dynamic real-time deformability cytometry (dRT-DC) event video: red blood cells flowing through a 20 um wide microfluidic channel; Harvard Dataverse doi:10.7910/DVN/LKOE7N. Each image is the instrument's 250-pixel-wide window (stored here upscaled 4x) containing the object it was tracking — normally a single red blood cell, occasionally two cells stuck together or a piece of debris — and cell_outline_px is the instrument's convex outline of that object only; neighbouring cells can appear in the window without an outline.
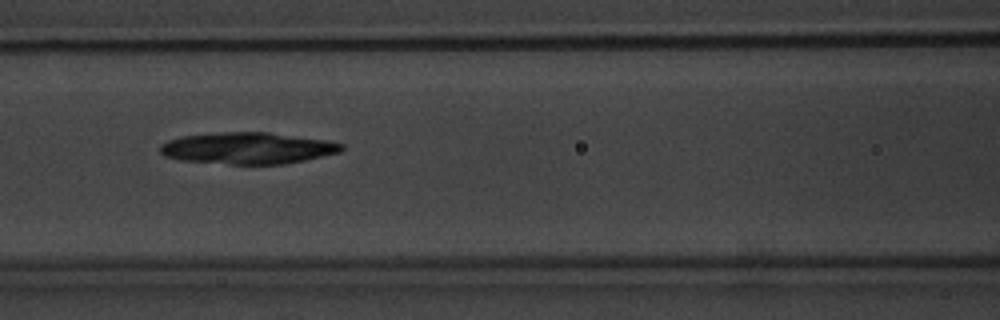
{"species": "common noctule bat (a hibernating species)", "species_latin": "Nyctalus noctula", "temperature_condition": "warm", "stored_images_in_passage": 7, "camera_frame_rate_fps": 3000, "um_per_image_px": 0.085, "animal": {"sex": "male", "body_mass_g": 20.1, "forearm_length_mm": 53.5}, "frame": {"image": 1, "passage_image": 3, "time_ms": 2.333, "image_size_px": [1000, 320], "cell_outline_px": [[344, 148], [340, 152], [304, 160], [284, 164], [228, 164], [180, 160], [164, 156], [160, 152], [160, 144], [168, 140], [180, 136], [220, 132], [268, 132], [328, 140], [344, 144]], "centroid_in_image_um": [21.04, 12.59], "position_along_channel_um": 145.6, "area_um2": 33.52}}
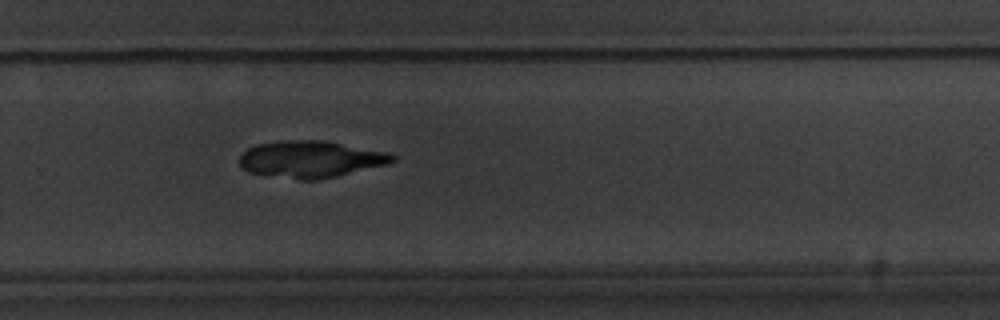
{"frame": {"image": 2, "passage_image": 7, "time_ms": 7.0, "image_size_px": [1000, 320], "cell_outline_px": [[396, 160], [388, 164], [336, 176], [316, 180], [300, 180], [248, 172], [240, 168], [240, 156], [248, 148], [256, 144], [288, 140], [324, 140], [388, 152], [396, 156]], "centroid_in_image_um": [26.41, 13.53], "position_along_channel_um": 303.4, "area_um2": 32.83}}